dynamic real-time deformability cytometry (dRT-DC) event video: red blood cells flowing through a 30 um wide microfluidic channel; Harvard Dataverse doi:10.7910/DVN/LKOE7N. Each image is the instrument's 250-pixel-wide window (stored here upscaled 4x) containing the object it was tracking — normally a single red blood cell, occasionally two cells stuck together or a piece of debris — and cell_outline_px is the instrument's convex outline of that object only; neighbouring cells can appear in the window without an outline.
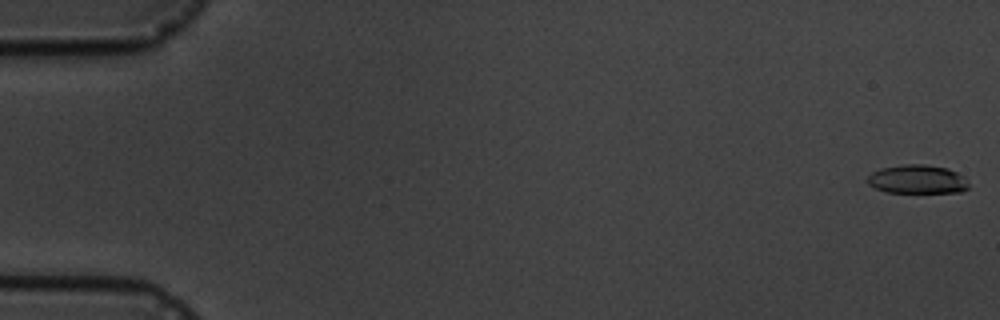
{"species": "common noctule bat (a hibernating species)", "species_latin": "Nyctalus noctula", "temperature_condition": "cold", "stored_images_in_passage": 6, "camera_frame_rate_fps": 3000, "um_per_image_px": 0.085, "animal": {"sex": "male", "body_mass_g": 19.5, "forearm_length_mm": 54.6}, "frame": {"image": 1, "passage_image": 1, "time_ms": 0.0, "image_size_px": [1000, 320], "cell_outline_px": [[968, 188], [960, 192], [888, 192], [876, 188], [868, 184], [868, 176], [872, 172], [880, 168], [904, 164], [924, 164], [948, 168], [964, 176], [968, 184]], "centroid_in_image_um": [77.98, 15.23], "position_along_channel_um": 7.0, "area_um2": 16.88}}
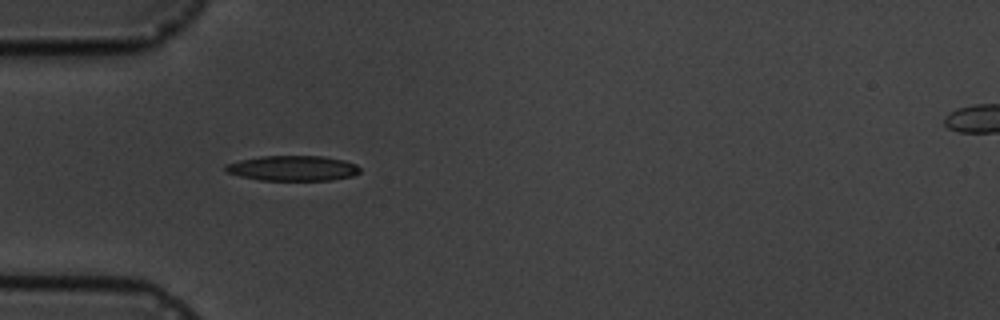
{"frame": {"image": 2, "passage_image": 5, "time_ms": 5.667, "image_size_px": [1000, 320], "cell_outline_px": [[360, 172], [352, 176], [332, 180], [260, 180], [240, 176], [228, 172], [224, 168], [224, 164], [240, 160], [264, 156], [324, 156], [344, 160], [356, 164], [360, 168]], "centroid_in_image_um": [24.91, 14.3], "position_along_channel_um": 60.1, "area_um2": 19.71}}
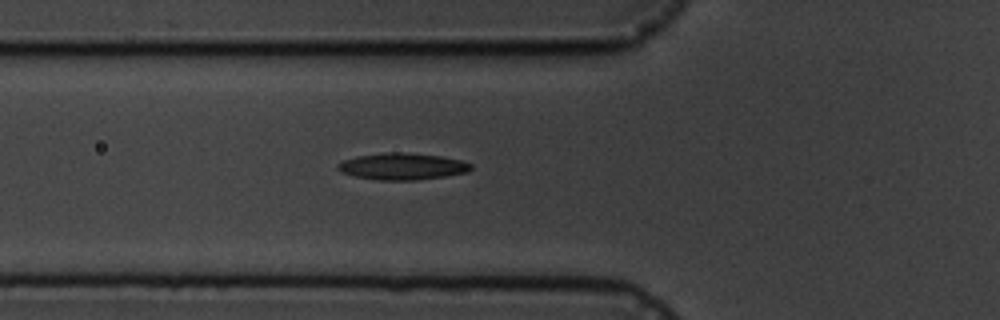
{"frame": {"image": 3, "passage_image": 6, "time_ms": 6.667, "image_size_px": [1000, 320], "cell_outline_px": [[472, 168], [468, 172], [444, 176], [416, 180], [380, 180], [356, 176], [340, 172], [336, 168], [336, 164], [344, 160], [356, 156], [384, 152], [400, 152], [440, 156], [460, 160], [472, 164]], "centroid_in_image_um": [34.17, 14.14], "position_along_channel_um": 91.6, "area_um2": 20.63}}